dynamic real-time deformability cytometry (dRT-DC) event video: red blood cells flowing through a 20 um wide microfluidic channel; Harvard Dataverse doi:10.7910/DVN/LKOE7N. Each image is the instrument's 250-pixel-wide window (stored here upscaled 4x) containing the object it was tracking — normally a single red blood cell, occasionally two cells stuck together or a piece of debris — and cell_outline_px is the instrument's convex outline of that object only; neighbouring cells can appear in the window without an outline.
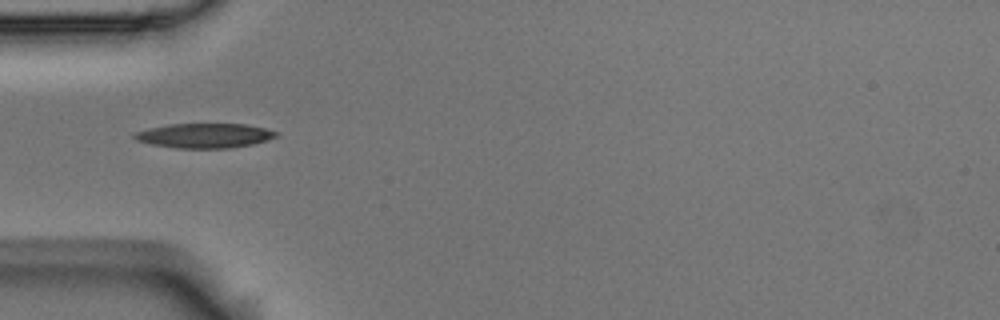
{"species": "Egyptian fruit bat (a non-hibernating species)", "species_latin": "Rousettus aegyptiacus", "temperature_condition": "room temperature", "stored_images_in_passage": 1, "camera_frame_rate_fps": 3000, "um_per_image_px": 0.085, "animal": {"sex": "male"}, "frame": {"image": 1, "passage_image": 1, "time_ms": 0.0, "image_size_px": [1000, 320], "cell_outline_px": [[280, 136], [252, 144], [228, 148], [176, 148], [152, 144], [136, 140], [132, 136], [136, 132], [148, 128], [168, 124], [244, 124], [264, 128], [280, 132]], "centroid_in_image_um": [17.4, 11.52], "position_along_channel_um": 67.6, "area_um2": 20.29}}